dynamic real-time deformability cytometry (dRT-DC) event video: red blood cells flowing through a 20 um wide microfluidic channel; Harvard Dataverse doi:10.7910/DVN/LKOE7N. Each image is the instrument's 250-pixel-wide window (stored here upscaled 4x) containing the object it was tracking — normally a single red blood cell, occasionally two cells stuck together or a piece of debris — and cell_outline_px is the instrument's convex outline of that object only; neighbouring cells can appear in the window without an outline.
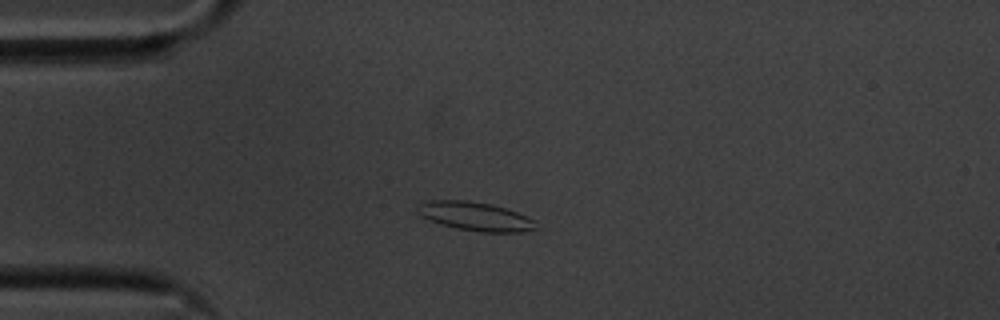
{"species": "common noctule bat (a hibernating species)", "species_latin": "Nyctalus noctula", "temperature_condition": "cold", "stored_images_in_passage": 46, "camera_frame_rate_fps": 3000, "um_per_image_px": 0.085, "animal": {"sex": "male", "body_mass_g": 20.1, "forearm_length_mm": 53.5}, "frame": {"image": 1, "passage_image": 4, "time_ms": 1.0, "image_size_px": [1000, 320], "cell_outline_px": [[536, 228], [524, 232], [480, 232], [456, 228], [420, 216], [416, 204], [420, 200], [468, 200], [492, 204], [516, 212], [536, 220]], "centroid_in_image_um": [40.38, 18.37], "position_along_channel_um": 44.6, "area_um2": 19.88}}
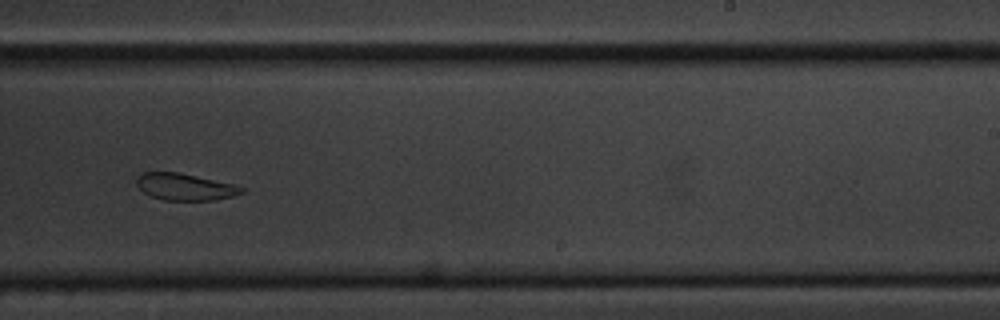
{"frame": {"image": 2, "passage_image": 25, "time_ms": 8.0, "image_size_px": [1000, 320], "cell_outline_px": [[244, 192], [232, 196], [216, 200], [164, 200], [152, 196], [144, 192], [136, 184], [136, 180], [144, 172], [176, 172], [232, 184], [244, 188]], "centroid_in_image_um": [15.72, 15.89], "position_along_channel_um": 273.3, "area_um2": 16.01}}
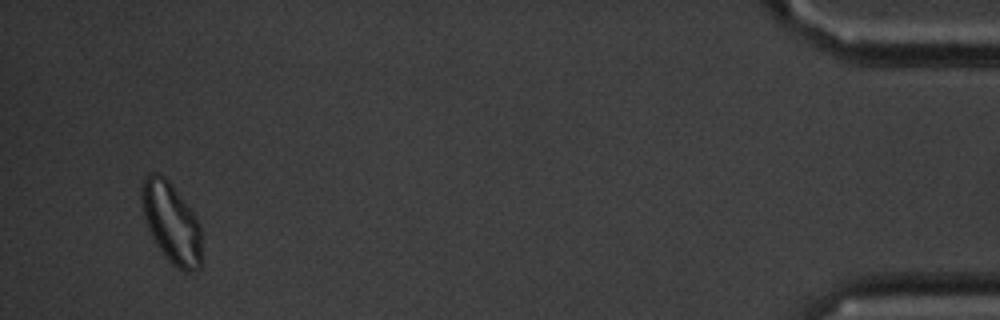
{"frame": {"image": 3, "passage_image": 44, "time_ms": 14.333, "image_size_px": [1000, 320], "cell_outline_px": [[200, 268], [196, 272], [184, 272], [176, 268], [160, 252], [148, 228], [144, 216], [140, 200], [140, 188], [144, 180], [152, 172], [156, 172], [164, 176], [168, 180], [196, 216], [200, 224]], "centroid_in_image_um": [14.55, 18.96], "position_along_channel_um": 420.6, "area_um2": 28.21}, "authors_computed_cell_mechanics": {"area_um2": 18.0336, "velocity_mm_per_s": 3.5299, "shape_relaxation_time_tau1_ms": null, "shape_relaxation_time_tau2_ms": 3.6093, "deformation_change_tau1": null, "deformation_change_tau2": 0.0875}}